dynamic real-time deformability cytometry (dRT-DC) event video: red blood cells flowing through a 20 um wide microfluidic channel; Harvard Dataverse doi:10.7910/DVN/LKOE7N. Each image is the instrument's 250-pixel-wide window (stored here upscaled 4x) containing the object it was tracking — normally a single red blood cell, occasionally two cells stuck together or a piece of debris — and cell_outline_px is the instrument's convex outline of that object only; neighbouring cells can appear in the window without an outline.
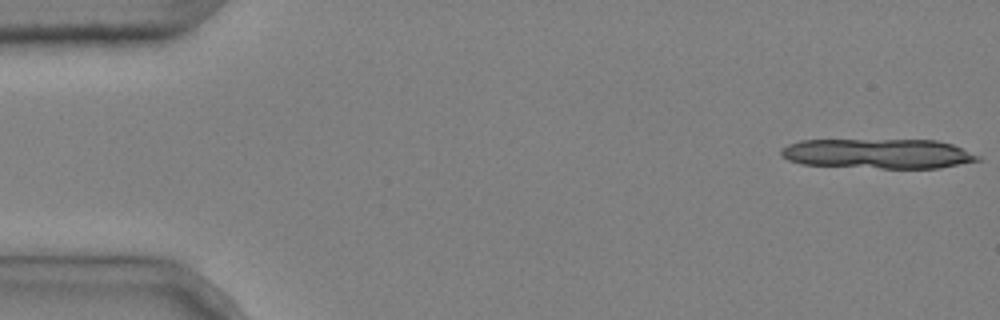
{"species": "common noctule bat (a hibernating species)", "species_latin": "Nyctalus noctula", "temperature_condition": "cold", "stored_images_in_passage": 6, "camera_frame_rate_fps": 3000, "um_per_image_px": 0.085, "animal": {"sex": "male", "body_mass_g": 20.4}, "frame": {"image": 1, "passage_image": 1, "time_ms": 0.0, "image_size_px": [1000, 320], "cell_outline_px": [[980, 160], [940, 168], [880, 168], [800, 164], [788, 160], [780, 156], [780, 148], [788, 144], [800, 140], [936, 140], [952, 144], [980, 156]], "centroid_in_image_um": [74.59, 13.06], "position_along_channel_um": 10.4, "area_um2": 34.28}}
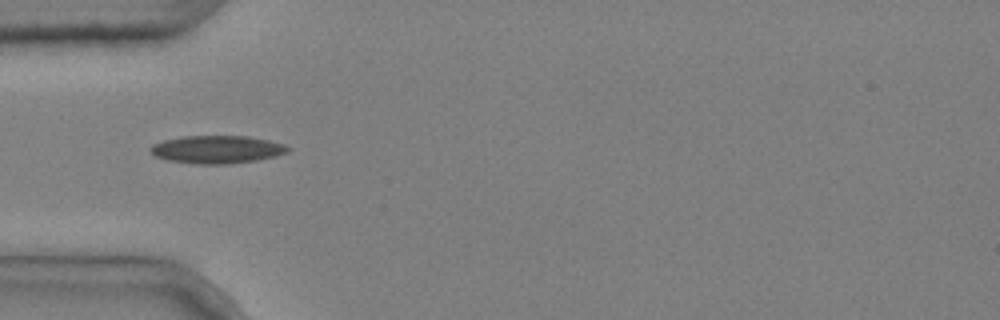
{"frame": {"image": 2, "passage_image": 5, "time_ms": 1.333, "image_size_px": [1000, 320], "cell_outline_px": [[292, 148], [288, 152], [276, 156], [256, 160], [228, 164], [196, 164], [168, 160], [156, 156], [148, 148], [152, 144], [164, 140], [180, 136], [248, 136], [268, 140], [284, 144]], "centroid_in_image_um": [18.45, 12.7], "position_along_channel_um": 66.5, "area_um2": 22.37}}